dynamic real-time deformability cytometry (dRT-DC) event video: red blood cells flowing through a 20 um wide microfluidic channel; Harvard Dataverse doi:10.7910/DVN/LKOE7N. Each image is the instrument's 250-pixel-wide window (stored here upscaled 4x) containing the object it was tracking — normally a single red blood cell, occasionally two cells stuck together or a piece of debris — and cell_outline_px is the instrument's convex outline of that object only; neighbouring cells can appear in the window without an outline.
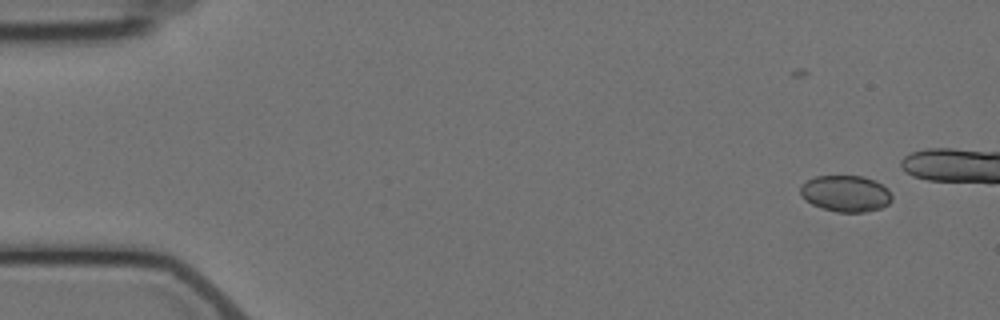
{"species": "Egyptian fruit bat (a non-hibernating species)", "species_latin": "Rousettus aegyptiacus", "temperature_condition": "cold", "stored_images_in_passage": 5, "camera_frame_rate_fps": 3000, "um_per_image_px": 0.085, "animal": {"sex": "female"}, "frame": {"image": 1, "passage_image": 1, "time_ms": 0.0, "image_size_px": [1000, 320], "cell_outline_px": [[892, 200], [888, 204], [880, 208], [864, 212], [836, 212], [812, 204], [804, 200], [800, 196], [800, 184], [816, 176], [864, 176], [876, 180], [888, 188], [892, 196]], "centroid_in_image_um": [71.88, 16.44], "position_along_channel_um": 13.1, "area_um2": 19.59}}